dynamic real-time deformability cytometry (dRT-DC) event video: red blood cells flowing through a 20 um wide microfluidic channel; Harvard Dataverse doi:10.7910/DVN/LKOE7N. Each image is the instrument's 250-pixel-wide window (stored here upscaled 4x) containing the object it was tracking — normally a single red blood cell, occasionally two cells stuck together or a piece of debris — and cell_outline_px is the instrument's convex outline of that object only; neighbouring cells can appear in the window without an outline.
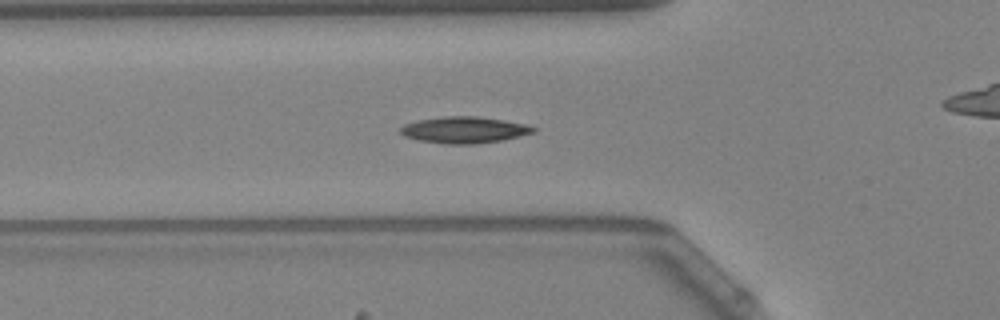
{"species": "Egyptian fruit bat (a non-hibernating species)", "species_latin": "Rousettus aegyptiacus", "temperature_condition": "warm", "stored_images_in_passage": 49, "camera_frame_rate_fps": 3000, "um_per_image_px": 0.085, "animal": {"sex": "female"}, "frame": {"image": 1, "passage_image": 19, "time_ms": 6.0, "image_size_px": [1000, 320], "cell_outline_px": [[536, 128], [532, 132], [504, 140], [476, 144], [444, 144], [420, 140], [404, 136], [400, 132], [400, 128], [404, 124], [420, 120], [448, 116], [476, 116], [504, 120], [524, 124]], "centroid_in_image_um": [39.44, 11.05], "position_along_channel_um": 86.4, "area_um2": 20.23}, "authors_computed_cell_mechanics": {"area_um2": 18.3804, "velocity_mm_per_s": 3.7, "shape_relaxation_time_tau1_ms": 5.9619, "shape_relaxation_time_tau2_ms": null, "deformation_change_tau1": 0.1656, "deformation_change_tau2": null}}